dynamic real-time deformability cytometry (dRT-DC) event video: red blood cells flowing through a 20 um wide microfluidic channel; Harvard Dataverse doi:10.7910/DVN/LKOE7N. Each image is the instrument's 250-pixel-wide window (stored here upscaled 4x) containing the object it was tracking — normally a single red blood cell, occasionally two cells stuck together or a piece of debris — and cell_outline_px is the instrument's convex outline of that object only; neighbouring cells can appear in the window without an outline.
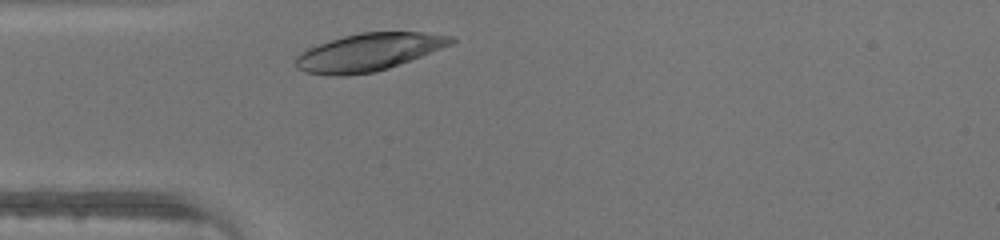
{"species": "human", "species_latin": "Homo sapiens", "temperature_condition": "warm", "stored_images_in_passage": 25, "camera_frame_rate_fps": 3000, "um_per_image_px": 0.085, "donor": {"sex": "male"}, "frame": {"image": 1, "passage_image": 2, "time_ms": 0.333, "image_size_px": [1000, 240], "cell_outline_px": [[456, 40], [452, 44], [388, 68], [376, 72], [348, 76], [332, 76], [304, 72], [296, 68], [292, 60], [300, 52], [308, 48], [344, 36], [360, 32], [424, 32], [452, 36]], "centroid_in_image_um": [31.27, 4.45], "position_along_channel_um": 53.7, "area_um2": 34.04}}
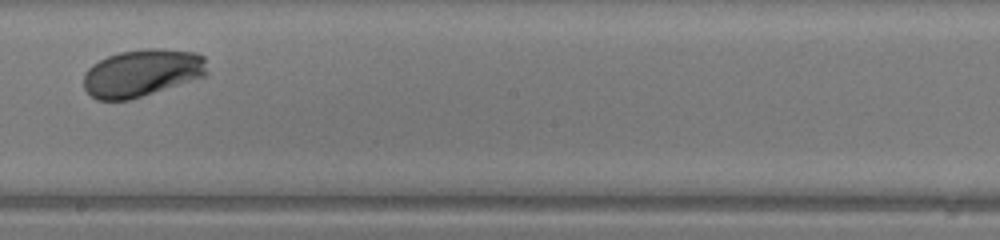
{"frame": {"image": 2, "passage_image": 15, "time_ms": 4.667, "image_size_px": [1000, 240], "cell_outline_px": [[208, 72], [204, 76], [128, 100], [96, 100], [84, 88], [84, 72], [92, 64], [108, 56], [120, 52], [148, 48], [160, 48], [196, 52], [204, 56]], "centroid_in_image_um": [12.06, 6.18], "position_along_channel_um": 236.1, "area_um2": 33.93}}
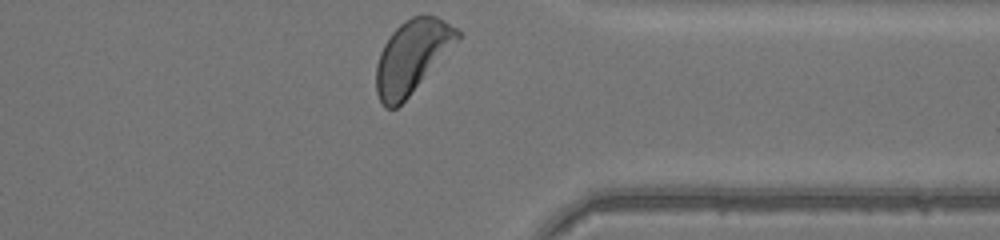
{"frame": {"image": 3, "passage_image": 25, "time_ms": 8.0, "image_size_px": [1000, 240], "cell_outline_px": [[460, 36], [408, 96], [396, 108], [384, 108], [376, 92], [376, 64], [380, 52], [384, 44], [392, 32], [404, 20], [412, 16], [436, 16], [456, 28], [460, 32]], "centroid_in_image_um": [34.95, 4.8], "position_along_channel_um": 376.4, "area_um2": 33.41}}